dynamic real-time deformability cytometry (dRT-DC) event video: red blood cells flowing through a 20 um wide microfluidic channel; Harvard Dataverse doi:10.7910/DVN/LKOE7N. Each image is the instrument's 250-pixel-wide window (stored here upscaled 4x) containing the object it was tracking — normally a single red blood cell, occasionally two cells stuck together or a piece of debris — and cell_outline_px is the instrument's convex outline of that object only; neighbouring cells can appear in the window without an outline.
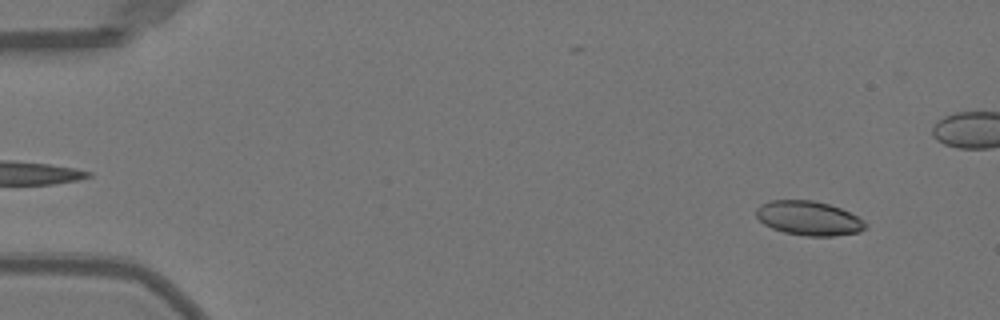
{"species": "Egyptian fruit bat (a non-hibernating species)", "species_latin": "Rousettus aegyptiacus", "temperature_condition": "warm", "stored_images_in_passage": 45, "camera_frame_rate_fps": 3000, "um_per_image_px": 0.085, "animal": {"sex": "female"}, "frame": {"image": 1, "passage_image": 4, "time_ms": 1.0, "image_size_px": [1000, 320], "cell_outline_px": [[868, 228], [860, 232], [832, 236], [808, 236], [784, 232], [772, 228], [764, 224], [756, 216], [756, 208], [760, 204], [768, 200], [812, 200], [828, 204], [840, 208], [860, 216], [868, 224]], "centroid_in_image_um": [68.78, 18.54], "position_along_channel_um": 16.2, "area_um2": 22.08}}
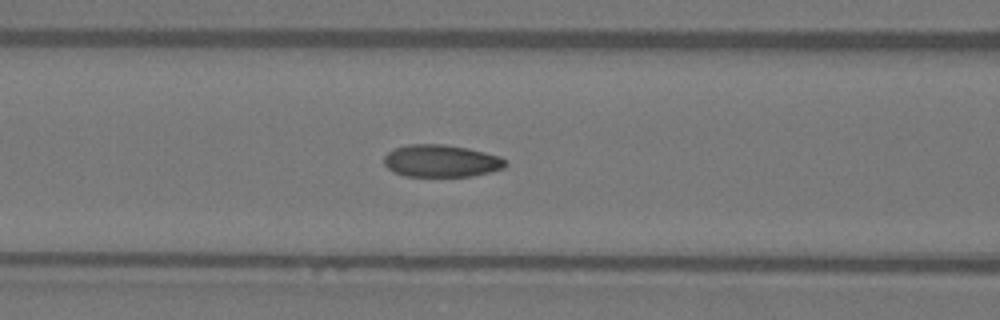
{"frame": {"image": 2, "passage_image": 21, "time_ms": 6.667, "image_size_px": [1000, 320], "cell_outline_px": [[508, 164], [504, 168], [472, 176], [404, 176], [388, 168], [384, 164], [384, 156], [392, 148], [408, 144], [448, 144], [468, 148], [500, 156]], "centroid_in_image_um": [37.49, 13.66], "position_along_channel_um": 129.1, "area_um2": 22.95}}
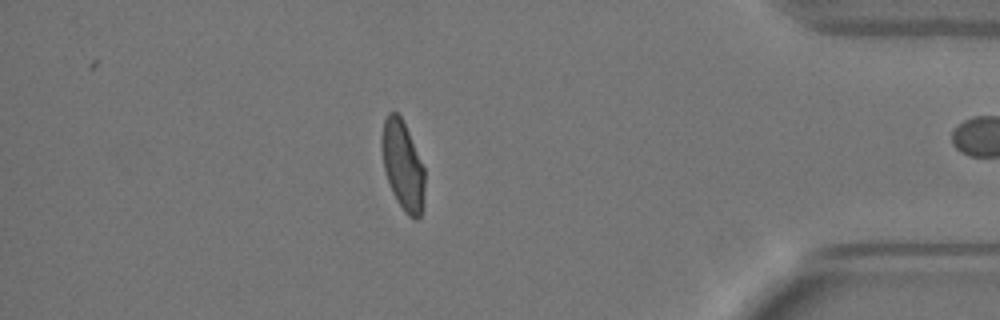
{"frame": {"image": 3, "passage_image": 44, "time_ms": 14.333, "image_size_px": [1000, 320], "cell_outline_px": [[424, 208], [420, 216], [416, 220], [408, 216], [396, 200], [392, 192], [384, 168], [380, 148], [380, 136], [384, 120], [388, 112], [396, 112], [400, 116], [408, 132], [424, 168]], "centroid_in_image_um": [34.22, 14.09], "position_along_channel_um": 401.0, "area_um2": 22.37}, "authors_computed_cell_mechanics": {"area_um2": 22.5998, "velocity_mm_per_s": 4.0163, "shape_relaxation_time_tau1_ms": 5.6252, "shape_relaxation_time_tau2_ms": 1.0342, "deformation_change_tau1": 0.1655, "deformation_change_tau2": 0.0591}}